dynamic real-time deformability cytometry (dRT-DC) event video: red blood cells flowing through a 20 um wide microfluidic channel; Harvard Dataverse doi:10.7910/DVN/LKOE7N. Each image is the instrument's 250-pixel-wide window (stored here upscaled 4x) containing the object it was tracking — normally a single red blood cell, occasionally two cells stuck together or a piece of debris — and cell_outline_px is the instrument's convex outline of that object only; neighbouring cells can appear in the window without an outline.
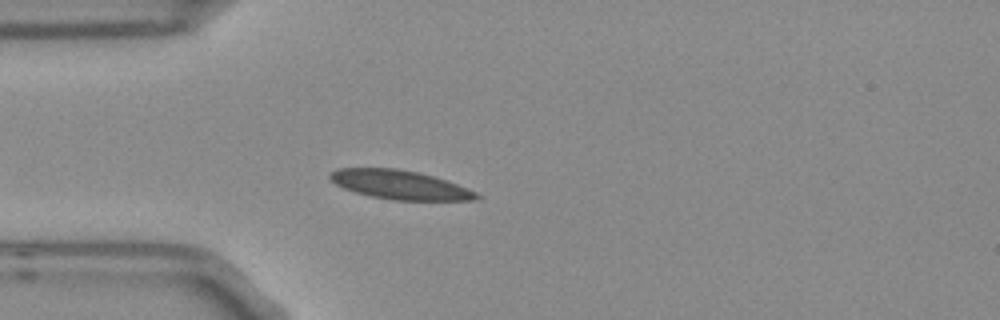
{"species": "Egyptian fruit bat (a non-hibernating species)", "species_latin": "Rousettus aegyptiacus", "temperature_condition": "room temperature", "stored_images_in_passage": 2, "camera_frame_rate_fps": 3000, "um_per_image_px": 0.085, "frame": {"image": 1, "passage_image": 2, "time_ms": 0.333, "image_size_px": [1000, 320], "cell_outline_px": [[484, 196], [480, 200], [392, 200], [372, 196], [356, 192], [344, 188], [336, 184], [328, 176], [336, 168], [396, 168], [416, 172], [432, 176], [468, 188]], "centroid_in_image_um": [34.03, 15.71], "position_along_channel_um": 51.0, "area_um2": 24.57}}